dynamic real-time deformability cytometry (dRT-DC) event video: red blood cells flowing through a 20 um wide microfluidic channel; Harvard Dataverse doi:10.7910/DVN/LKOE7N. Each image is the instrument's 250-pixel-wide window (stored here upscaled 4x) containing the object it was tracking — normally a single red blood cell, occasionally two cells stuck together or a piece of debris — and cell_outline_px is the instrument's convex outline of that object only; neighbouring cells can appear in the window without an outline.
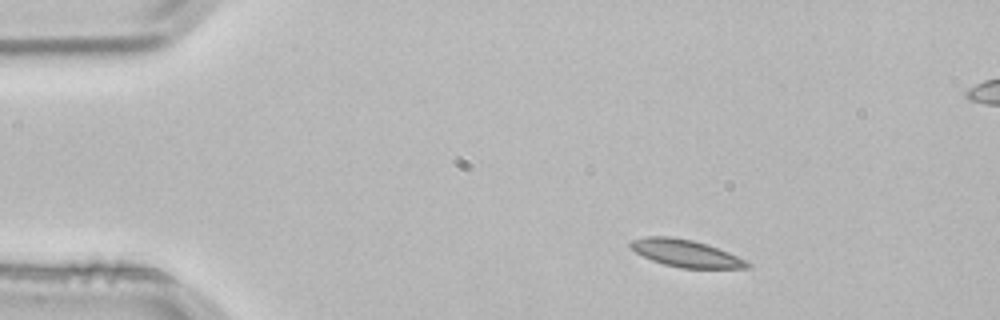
{"species": "common noctule bat (a hibernating species)", "species_latin": "Nyctalus noctula", "temperature_condition": "room temperature", "stored_images_in_passage": 3, "camera_frame_rate_fps": 3000, "um_per_image_px": 0.085, "animal": {"sex": "male", "body_mass_g": 21.5, "forearm_length_mm": 52.0}, "frame": {"image": 1, "passage_image": 1, "time_ms": 0.0, "image_size_px": [1000, 320], "cell_outline_px": [[752, 268], [680, 268], [664, 264], [652, 260], [636, 252], [628, 244], [632, 240], [644, 236], [672, 236], [692, 240], [708, 244], [728, 252], [752, 264]], "centroid_in_image_um": [58.29, 21.52], "position_along_channel_um": 26.7, "area_um2": 18.5}}